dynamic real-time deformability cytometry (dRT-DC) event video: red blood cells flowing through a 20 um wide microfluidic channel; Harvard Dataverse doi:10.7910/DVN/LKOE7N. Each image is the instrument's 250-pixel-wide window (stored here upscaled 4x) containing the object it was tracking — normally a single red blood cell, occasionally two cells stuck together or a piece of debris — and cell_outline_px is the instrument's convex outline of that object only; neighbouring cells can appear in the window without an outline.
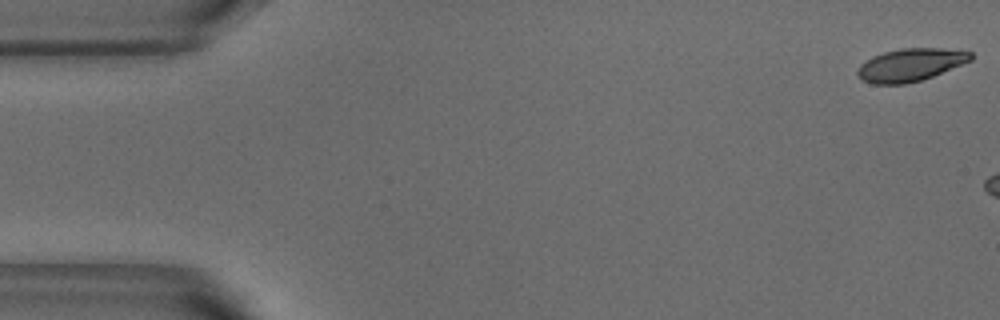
{"species": "common noctule bat (a hibernating species)", "species_latin": "Nyctalus noctula", "temperature_condition": "warm", "stored_images_in_passage": 6, "camera_frame_rate_fps": 3000, "um_per_image_px": 0.085, "animal": {"sex": "male", "body_mass_g": 18.8}, "frame": {"image": 1, "passage_image": 1, "time_ms": 0.0, "image_size_px": [1000, 320], "cell_outline_px": [[972, 60], [932, 76], [920, 80], [904, 84], [872, 84], [864, 80], [856, 72], [860, 64], [872, 56], [884, 52], [900, 48], [940, 48], [972, 52]], "centroid_in_image_um": [77.37, 5.5], "position_along_channel_um": 7.6, "area_um2": 21.39}}